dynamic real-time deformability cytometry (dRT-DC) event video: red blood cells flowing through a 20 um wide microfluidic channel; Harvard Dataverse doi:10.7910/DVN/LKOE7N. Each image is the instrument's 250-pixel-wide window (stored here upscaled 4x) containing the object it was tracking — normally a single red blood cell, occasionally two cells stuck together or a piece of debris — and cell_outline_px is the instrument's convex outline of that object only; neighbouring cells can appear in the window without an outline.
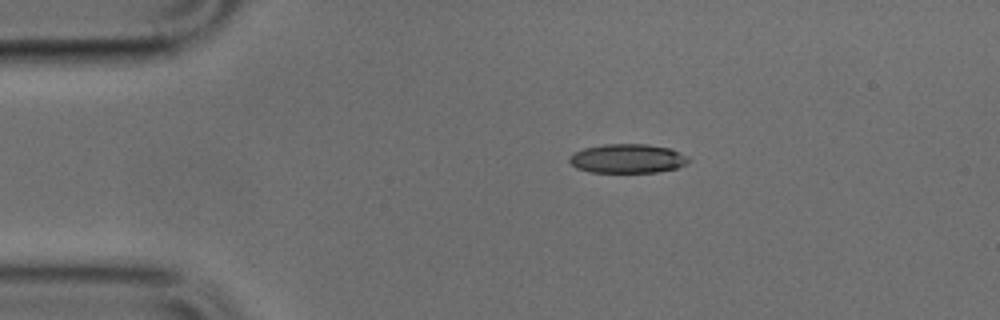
{"species": "common noctule bat (a hibernating species)", "species_latin": "Nyctalus noctula", "temperature_condition": "cold", "stored_images_in_passage": 41, "camera_frame_rate_fps": 3000, "um_per_image_px": 0.085, "animal": {"sex": "male", "body_mass_g": 17.9, "forearm_length_mm": 54.2}, "frame": {"image": 1, "passage_image": 1, "time_ms": 0.0, "image_size_px": [1000, 320], "cell_outline_px": [[692, 160], [676, 168], [656, 172], [592, 172], [576, 168], [568, 160], [568, 156], [584, 148], [604, 144], [648, 144], [668, 148], [688, 156]], "centroid_in_image_um": [53.33, 13.47], "position_along_channel_um": 31.7, "area_um2": 20.11}}
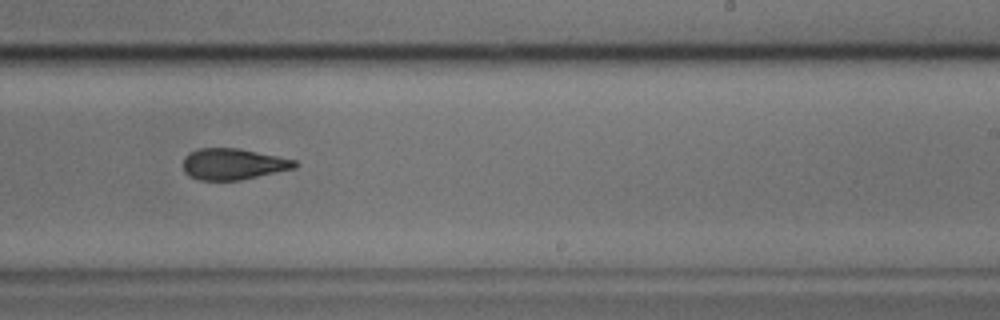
{"frame": {"image": 2, "passage_image": 22, "time_ms": 7.0, "image_size_px": [1000, 320], "cell_outline_px": [[300, 164], [296, 168], [240, 180], [200, 180], [188, 176], [184, 172], [184, 156], [188, 152], [200, 148], [236, 148], [296, 160]], "centroid_in_image_um": [19.8, 13.95], "position_along_channel_um": 269.2, "area_um2": 20.29}}
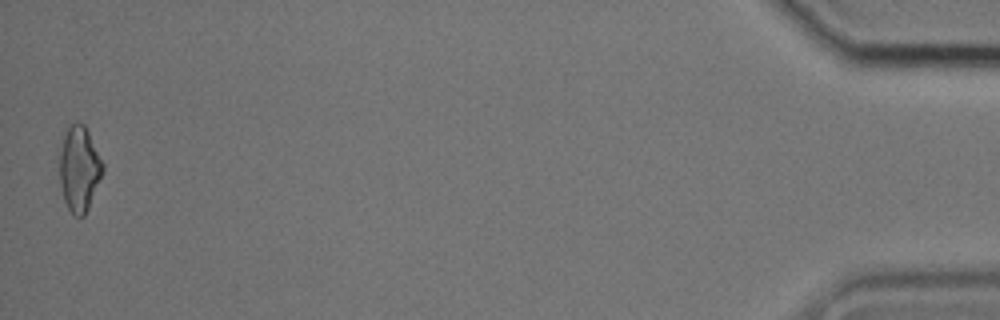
{"frame": {"image": 3, "passage_image": 41, "time_ms": 13.333, "image_size_px": [1000, 320], "cell_outline_px": [[104, 172], [88, 208], [84, 216], [76, 216], [68, 208], [64, 200], [60, 184], [56, 148], [68, 128], [76, 120], [84, 124], [104, 164]], "centroid_in_image_um": [6.69, 14.3], "position_along_channel_um": 428.5, "area_um2": 22.08}}